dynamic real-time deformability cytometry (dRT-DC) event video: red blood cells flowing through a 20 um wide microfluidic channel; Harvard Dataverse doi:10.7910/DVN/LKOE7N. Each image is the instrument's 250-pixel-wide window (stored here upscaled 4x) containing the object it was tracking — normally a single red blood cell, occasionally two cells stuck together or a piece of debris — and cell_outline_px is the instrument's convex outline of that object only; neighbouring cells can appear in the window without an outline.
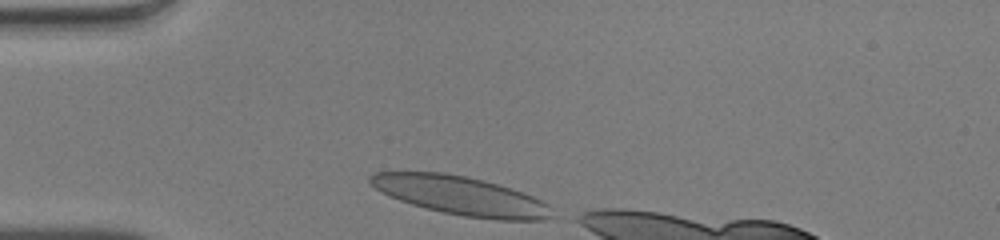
{"species": "human", "species_latin": "Homo sapiens", "temperature_condition": "warm", "stored_images_in_passage": 30, "segment_of_instrument_passage": [1, 2], "camera_frame_rate_fps": 3000, "um_per_image_px": 0.085, "donor": {"sex": "male"}, "frame": {"image": 1, "passage_image": 1, "time_ms": 0.0, "image_size_px": [1000, 240], "cell_outline_px": [[556, 216], [544, 220], [496, 220], [464, 216], [444, 212], [412, 204], [388, 196], [380, 192], [368, 180], [368, 176], [376, 172], [444, 172], [464, 176], [496, 184], [524, 192], [548, 204]], "centroid_in_image_um": [39.19, 16.64], "position_along_channel_um": 45.8, "area_um2": 40.81}}
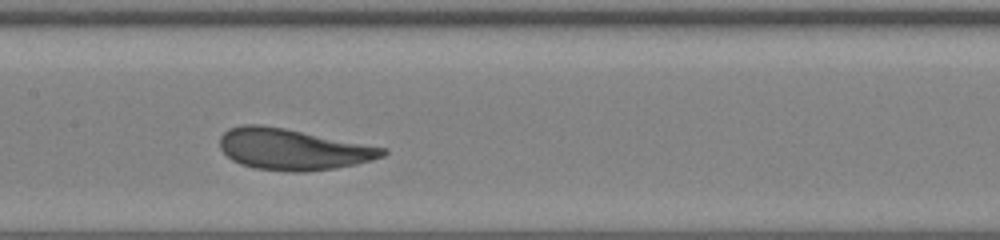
{"frame": {"image": 2, "passage_image": 13, "time_ms": 4.0, "image_size_px": [1000, 240], "cell_outline_px": [[388, 152], [384, 156], [372, 160], [356, 164], [336, 168], [304, 172], [288, 172], [252, 168], [240, 164], [232, 160], [220, 148], [220, 136], [228, 128], [244, 124], [260, 124], [284, 128], [388, 148]], "centroid_in_image_um": [24.89, 12.69], "position_along_channel_um": 182.5, "area_um2": 39.3}}
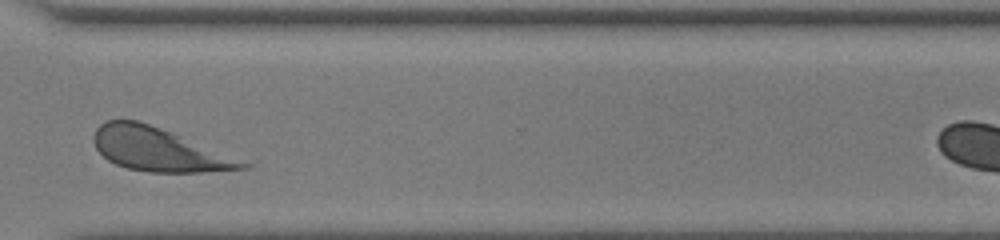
{"frame": {"image": 3, "passage_image": 26, "time_ms": 8.333, "image_size_px": [1000, 240], "cell_outline_px": [[252, 164], [248, 168], [204, 172], [148, 172], [128, 168], [116, 164], [108, 160], [96, 148], [92, 140], [92, 136], [96, 128], [100, 124], [108, 120], [136, 120], [160, 128]], "centroid_in_image_um": [13.43, 12.71], "position_along_channel_um": 357.2, "area_um2": 36.93}}